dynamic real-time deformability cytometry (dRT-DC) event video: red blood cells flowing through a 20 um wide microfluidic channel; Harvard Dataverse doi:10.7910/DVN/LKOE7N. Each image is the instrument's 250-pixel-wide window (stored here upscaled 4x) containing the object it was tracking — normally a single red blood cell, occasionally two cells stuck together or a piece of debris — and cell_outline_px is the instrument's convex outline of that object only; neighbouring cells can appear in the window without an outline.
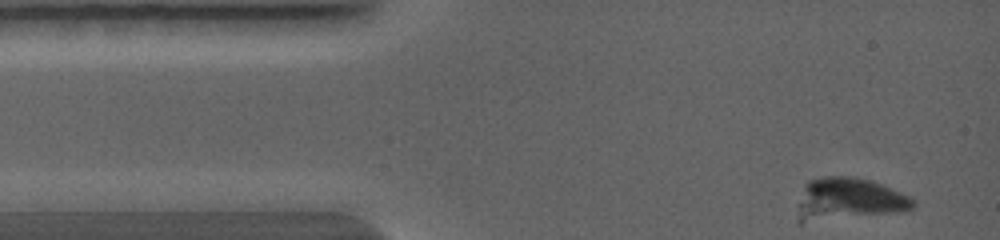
{"species": "common noctule bat (a hibernating species)", "species_latin": "Nyctalus noctula", "temperature_condition": "warm", "stored_images_in_passage": 4, "camera_frame_rate_fps": 5000, "um_per_image_px": 0.085, "animal": {"sex": "female", "body_mass_g": 19.0, "forearm_length_mm": 56.7}, "frame": {"image": 1, "passage_image": 1, "time_ms": 0.0, "image_size_px": [1000, 240], "cell_outline_px": [[916, 204], [912, 208], [904, 212], [800, 224], [796, 220], [796, 204], [804, 184], [808, 180], [824, 176], [852, 176], [868, 180], [880, 184], [900, 192], [908, 196]], "centroid_in_image_um": [72.03, 16.97], "position_along_channel_um": 13.0, "area_um2": 29.36}}